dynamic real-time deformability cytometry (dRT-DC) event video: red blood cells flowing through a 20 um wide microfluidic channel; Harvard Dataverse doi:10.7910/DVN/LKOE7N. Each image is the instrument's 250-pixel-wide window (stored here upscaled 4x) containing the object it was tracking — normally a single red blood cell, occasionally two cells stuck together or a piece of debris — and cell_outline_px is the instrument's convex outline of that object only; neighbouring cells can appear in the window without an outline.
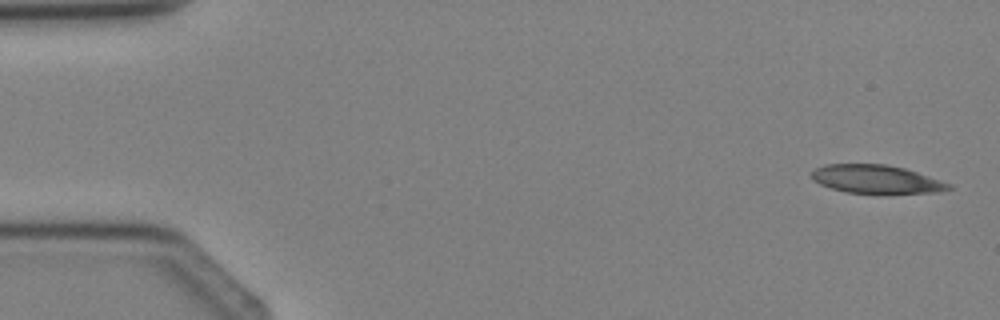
{"species": "Egyptian fruit bat (a non-hibernating species)", "species_latin": "Rousettus aegyptiacus", "temperature_condition": "cold", "stored_images_in_passage": 3, "camera_frame_rate_fps": 3000, "um_per_image_px": 0.085, "animal": {"sex": "female"}, "frame": {"image": 1, "passage_image": 1, "time_ms": 0.0, "image_size_px": [1000, 320], "cell_outline_px": [[952, 188], [940, 192], [848, 192], [832, 188], [820, 184], [812, 180], [812, 172], [816, 168], [824, 164], [884, 164], [904, 168], [952, 184]], "centroid_in_image_um": [74.46, 15.21], "position_along_channel_um": 10.5, "area_um2": 22.08}}